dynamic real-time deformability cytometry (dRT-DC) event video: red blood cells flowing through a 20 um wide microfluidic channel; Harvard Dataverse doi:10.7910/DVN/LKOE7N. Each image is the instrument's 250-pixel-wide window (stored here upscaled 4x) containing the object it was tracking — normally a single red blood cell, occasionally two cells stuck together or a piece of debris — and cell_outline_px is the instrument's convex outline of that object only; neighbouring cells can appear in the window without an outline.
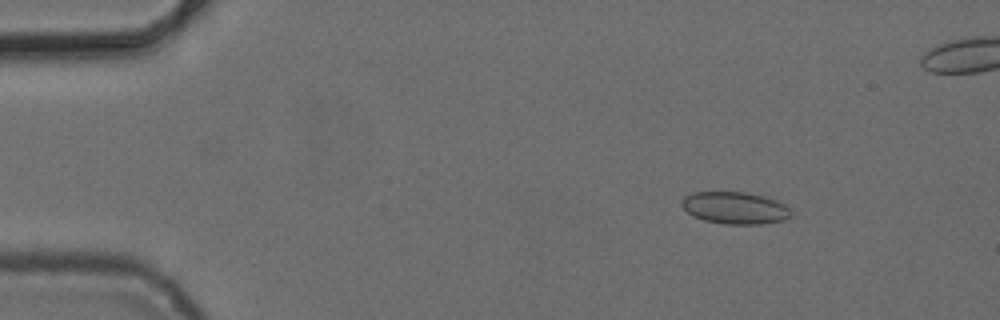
{"species": "common noctule bat (a hibernating species)", "species_latin": "Nyctalus noctula", "temperature_condition": "cold", "stored_images_in_passage": 4, "camera_frame_rate_fps": 3000, "um_per_image_px": 0.085, "animal": {"sex": "female", "body_mass_g": 24.6, "forearm_length_mm": 56.2}, "frame": {"image": 1, "passage_image": 1, "time_ms": 0.0, "image_size_px": [1000, 320], "cell_outline_px": [[792, 216], [784, 220], [760, 224], [724, 224], [704, 220], [692, 216], [680, 204], [680, 200], [684, 196], [692, 192], [744, 192], [768, 196], [792, 208]], "centroid_in_image_um": [62.49, 17.66], "position_along_channel_um": 22.5, "area_um2": 20.81}}